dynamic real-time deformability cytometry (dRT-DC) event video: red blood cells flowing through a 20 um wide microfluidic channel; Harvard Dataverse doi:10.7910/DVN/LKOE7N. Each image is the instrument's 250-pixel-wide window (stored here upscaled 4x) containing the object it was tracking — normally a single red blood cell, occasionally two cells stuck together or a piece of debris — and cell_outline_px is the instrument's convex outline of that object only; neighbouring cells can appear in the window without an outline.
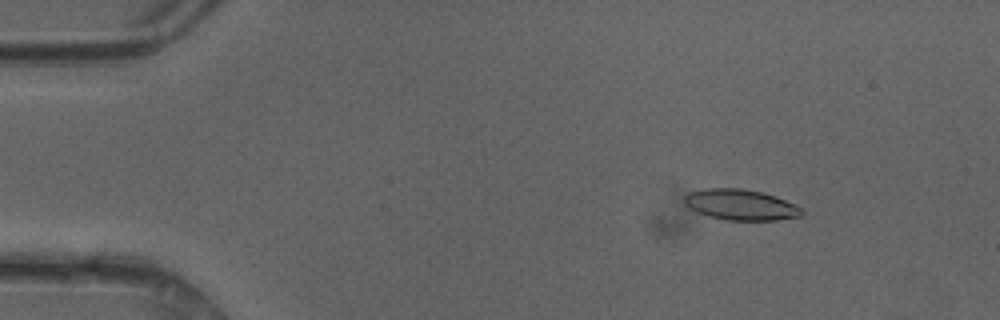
{"species": "common noctule bat (a hibernating species)", "species_latin": "Nyctalus noctula", "temperature_condition": "cold", "stored_images_in_passage": 49, "camera_frame_rate_fps": 3000, "um_per_image_px": 0.085, "animal": {"sex": "female"}, "frame": {"image": 1, "passage_image": 7, "time_ms": 2.0, "image_size_px": [1000, 320], "cell_outline_px": [[804, 212], [800, 216], [776, 220], [724, 220], [708, 216], [696, 212], [684, 204], [684, 196], [688, 192], [704, 188], [740, 188], [760, 192], [776, 196], [796, 204], [804, 208]], "centroid_in_image_um": [62.95, 17.4], "position_along_channel_um": 22.0, "area_um2": 21.27}}
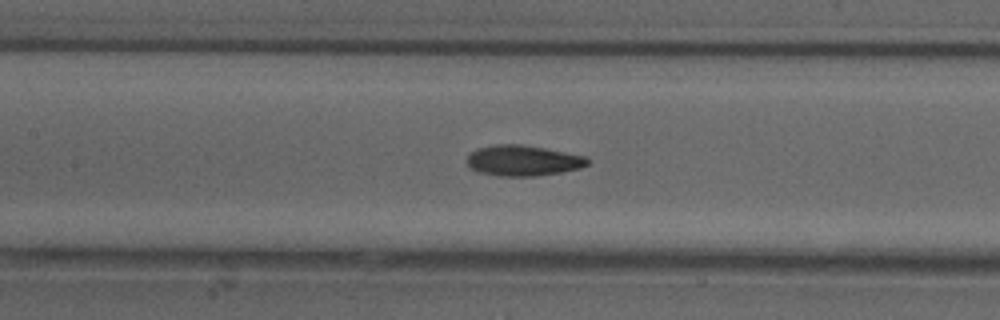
{"frame": {"image": 2, "passage_image": 23, "time_ms": 7.333, "image_size_px": [1000, 320], "cell_outline_px": [[592, 160], [588, 164], [580, 168], [560, 172], [536, 176], [500, 176], [480, 172], [468, 168], [464, 160], [476, 148], [496, 144], [520, 144], [544, 148], [588, 156]], "centroid_in_image_um": [44.45, 13.64], "position_along_channel_um": 163.0, "area_um2": 21.79}}
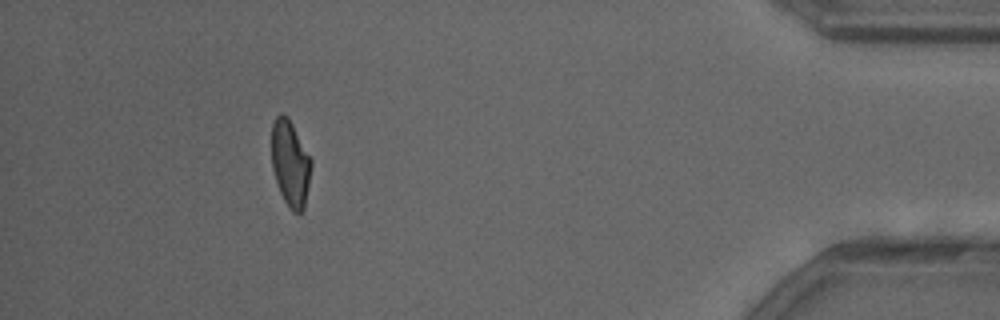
{"frame": {"image": 3, "passage_image": 45, "time_ms": 14.667, "image_size_px": [1000, 320], "cell_outline_px": [[312, 164], [304, 208], [300, 212], [292, 212], [288, 208], [280, 192], [272, 168], [272, 124], [276, 116], [280, 112], [284, 112], [288, 116], [312, 160]], "centroid_in_image_um": [24.67, 13.86], "position_along_channel_um": 410.5, "area_um2": 19.88}, "authors_computed_cell_mechanics": {"area_um2": 20.9236, "velocity_mm_per_s": 4.1981, "shape_relaxation_time_tau1_ms": null, "shape_relaxation_time_tau2_ms": 3.2995, "deformation_change_tau1": null, "deformation_change_tau2": 0.1071}}